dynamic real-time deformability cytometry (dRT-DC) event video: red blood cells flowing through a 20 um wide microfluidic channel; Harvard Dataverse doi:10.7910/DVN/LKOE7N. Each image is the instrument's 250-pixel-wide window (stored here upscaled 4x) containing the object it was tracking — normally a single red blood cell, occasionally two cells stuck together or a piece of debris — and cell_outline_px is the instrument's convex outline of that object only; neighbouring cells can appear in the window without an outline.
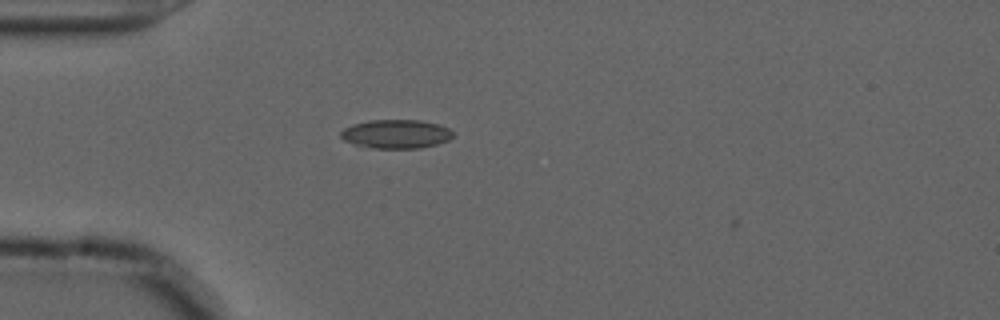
{"species": "common noctule bat (a hibernating species)", "species_latin": "Nyctalus noctula", "temperature_condition": "cold", "stored_images_in_passage": 9, "camera_frame_rate_fps": 3000, "um_per_image_px": 0.085, "animal": {"sex": "male", "forearm_length_mm": 52.5}, "frame": {"image": 1, "passage_image": 8, "time_ms": 2.333, "image_size_px": [1000, 320], "cell_outline_px": [[452, 136], [448, 140], [436, 144], [420, 148], [372, 148], [356, 144], [344, 140], [340, 136], [340, 132], [344, 128], [352, 124], [368, 120], [420, 120], [440, 124], [448, 128], [452, 132]], "centroid_in_image_um": [33.65, 11.38], "position_along_channel_um": 51.3, "area_um2": 18.79}}